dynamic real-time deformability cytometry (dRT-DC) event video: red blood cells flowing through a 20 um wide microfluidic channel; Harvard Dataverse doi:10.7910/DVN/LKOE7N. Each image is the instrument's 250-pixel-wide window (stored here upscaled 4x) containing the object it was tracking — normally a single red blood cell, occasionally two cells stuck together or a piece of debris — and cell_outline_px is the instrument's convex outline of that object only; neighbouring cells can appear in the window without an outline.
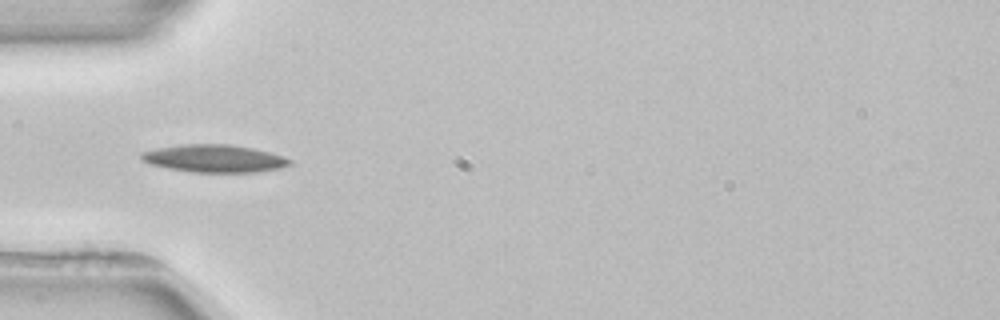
{"species": "common noctule bat (a hibernating species)", "species_latin": "Nyctalus noctula", "temperature_condition": "room temperature", "stored_images_in_passage": 3, "camera_frame_rate_fps": 3000, "um_per_image_px": 0.085, "animal": {"sex": "female", "body_mass_g": 22.7, "forearm_length_mm": 54.2}, "frame": {"image": 1, "passage_image": 1, "time_ms": 0.0, "image_size_px": [1000, 320], "cell_outline_px": [[292, 164], [280, 168], [256, 172], [192, 172], [168, 168], [148, 164], [140, 156], [140, 152], [180, 144], [232, 144], [252, 148], [284, 156], [292, 160]], "centroid_in_image_um": [18.23, 13.47], "position_along_channel_um": 66.8, "area_um2": 23.87}}